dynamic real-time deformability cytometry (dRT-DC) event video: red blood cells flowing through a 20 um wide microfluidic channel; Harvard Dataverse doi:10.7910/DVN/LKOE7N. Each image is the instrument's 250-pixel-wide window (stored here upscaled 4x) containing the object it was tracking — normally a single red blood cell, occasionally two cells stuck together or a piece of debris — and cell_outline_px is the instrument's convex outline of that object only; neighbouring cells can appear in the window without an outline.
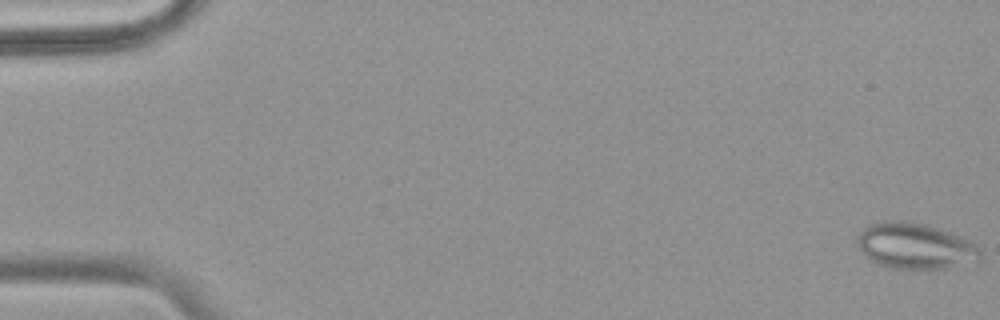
{"species": "common noctule bat (a hibernating species)", "species_latin": "Nyctalus noctula", "temperature_condition": "warm", "stored_images_in_passage": 55, "camera_frame_rate_fps": 3000, "um_per_image_px": 0.085, "animal": {"sex": "female", "body_mass_g": 18.4}, "frame": {"image": 1, "passage_image": 1, "time_ms": 0.0, "image_size_px": [1000, 320], "cell_outline_px": [[984, 256], [980, 260], [948, 268], [896, 268], [876, 264], [864, 256], [856, 240], [856, 236], [868, 224], [880, 220], [904, 220], [924, 224], [940, 228], [952, 232], [972, 240], [984, 248]], "centroid_in_image_um": [77.85, 20.89], "position_along_channel_um": 7.2, "area_um2": 33.76}}
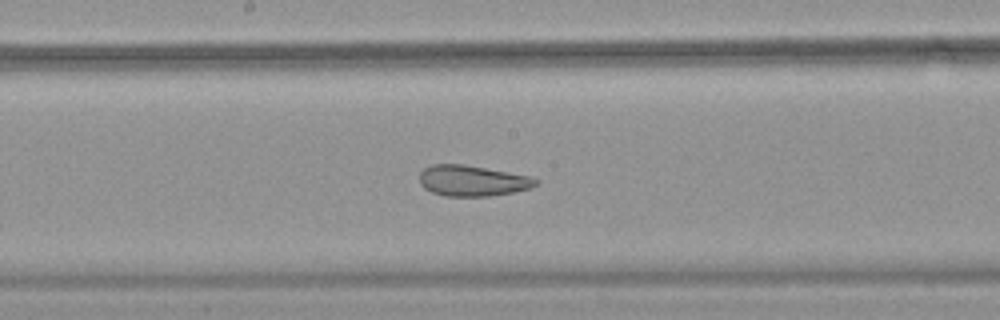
{"frame": {"image": 2, "passage_image": 30, "time_ms": 9.667, "image_size_px": [1000, 320], "cell_outline_px": [[540, 184], [532, 188], [512, 192], [488, 196], [444, 196], [432, 192], [424, 188], [420, 184], [420, 172], [424, 168], [432, 164], [464, 164], [532, 176], [540, 180]], "centroid_in_image_um": [40.19, 15.36], "position_along_channel_um": 208.0, "area_um2": 21.1}}
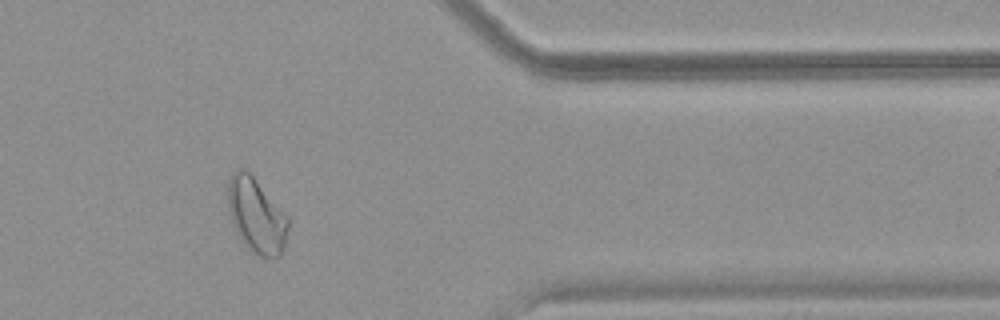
{"frame": {"image": 3, "passage_image": 46, "time_ms": 15.0, "image_size_px": [1000, 320], "cell_outline_px": [[288, 228], [284, 248], [280, 256], [272, 260], [248, 252], [236, 232], [228, 208], [228, 180], [232, 172], [240, 168], [244, 168], [252, 176], [288, 216]], "centroid_in_image_um": [21.79, 18.38], "position_along_channel_um": 389.6, "area_um2": 26.47}, "authors_computed_cell_mechanics": {"area_um2": 27.3394, "velocity_mm_per_s": 3.7235, "shape_relaxation_time_tau1_ms": null, "shape_relaxation_time_tau2_ms": 1.8367, "deformation_change_tau1": null, "deformation_change_tau2": 0.0864}}